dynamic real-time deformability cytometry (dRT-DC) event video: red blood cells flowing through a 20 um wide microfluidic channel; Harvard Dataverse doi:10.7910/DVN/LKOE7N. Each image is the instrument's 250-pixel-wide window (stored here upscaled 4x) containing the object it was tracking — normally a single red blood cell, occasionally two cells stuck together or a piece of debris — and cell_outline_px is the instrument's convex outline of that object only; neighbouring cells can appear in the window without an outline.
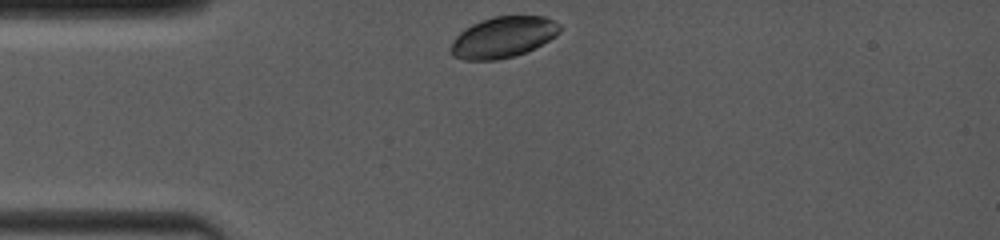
{"species": "common noctule bat (a hibernating species)", "species_latin": "Nyctalus noctula", "temperature_condition": "room temperature", "stored_images_in_passage": 10, "camera_frame_rate_fps": 4000, "um_per_image_px": 0.085, "animal": {"sex": "female", "body_mass_g": 19.0, "forearm_length_mm": 53.3}, "frame": {"image": 1, "passage_image": 1, "time_ms": 0.0, "image_size_px": [1000, 240], "cell_outline_px": [[560, 32], [556, 36], [516, 56], [496, 60], [464, 60], [452, 56], [452, 44], [456, 36], [464, 28], [472, 24], [496, 16], [544, 16], [560, 24]], "centroid_in_image_um": [42.76, 3.16], "position_along_channel_um": 42.2, "area_um2": 25.72}}